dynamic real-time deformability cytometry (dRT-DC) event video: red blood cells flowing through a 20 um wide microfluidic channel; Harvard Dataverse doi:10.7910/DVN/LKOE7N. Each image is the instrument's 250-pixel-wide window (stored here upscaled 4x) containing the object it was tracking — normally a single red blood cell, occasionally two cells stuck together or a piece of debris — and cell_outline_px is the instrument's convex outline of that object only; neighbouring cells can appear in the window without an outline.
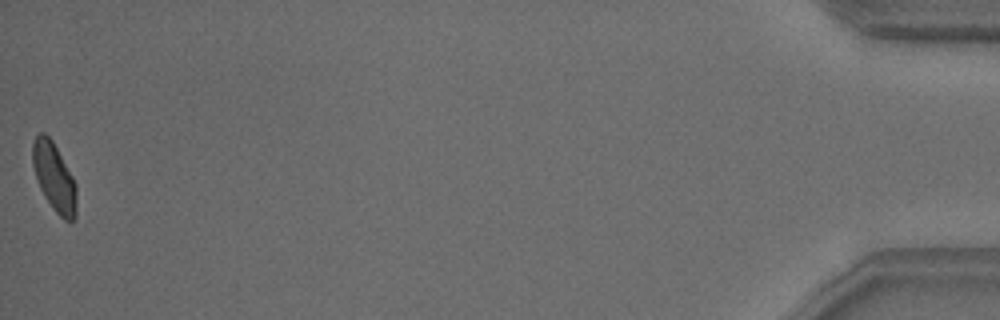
{"species": "common noctule bat (a hibernating species)", "species_latin": "Nyctalus noctula", "temperature_condition": "warm", "stored_images_in_passage": 39, "camera_frame_rate_fps": 3000, "um_per_image_px": 0.085, "animal": {"sex": "male", "body_mass_g": 18.8}, "frame": {"image": 1, "passage_image": 39, "time_ms": 12.667, "image_size_px": [1000, 320], "cell_outline_px": [[76, 216], [72, 220], [64, 220], [52, 208], [44, 196], [40, 188], [32, 164], [32, 144], [36, 136], [40, 132], [44, 132], [52, 140], [72, 176], [76, 184]], "centroid_in_image_um": [4.6, 15.06], "position_along_channel_um": 430.6, "area_um2": 17.34}, "authors_computed_cell_mechanics": {"area_um2": 18.0914, "velocity_mm_per_s": 3.784, "shape_relaxation_time_tau1_ms": 4.0348, "shape_relaxation_time_tau2_ms": 1.1926, "deformation_change_tau1": 0.1299, "deformation_change_tau2": 0.0527}}